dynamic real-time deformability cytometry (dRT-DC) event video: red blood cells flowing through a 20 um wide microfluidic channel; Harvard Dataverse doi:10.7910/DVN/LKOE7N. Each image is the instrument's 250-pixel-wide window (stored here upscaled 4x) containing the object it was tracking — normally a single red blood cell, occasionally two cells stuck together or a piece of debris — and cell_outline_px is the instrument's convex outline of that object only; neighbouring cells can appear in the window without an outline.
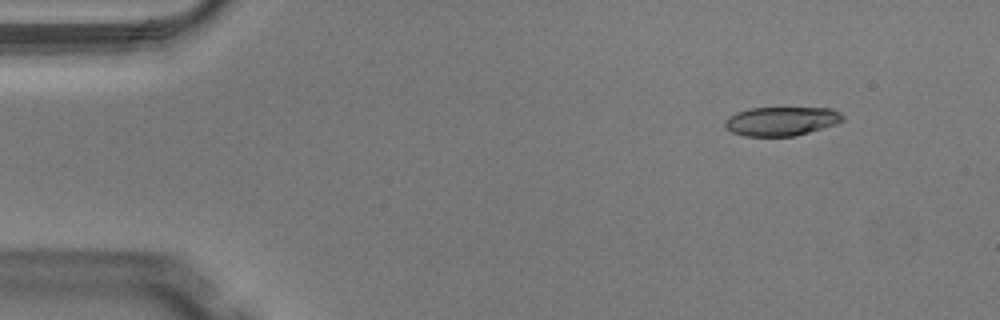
{"species": "Egyptian fruit bat (a non-hibernating species)", "species_latin": "Rousettus aegyptiacus", "temperature_condition": "warm", "stored_images_in_passage": 49, "camera_frame_rate_fps": 3000, "um_per_image_px": 0.085, "animal": {"sex": "male"}, "frame": {"image": 1, "passage_image": 6, "time_ms": 1.667, "image_size_px": [1000, 320], "cell_outline_px": [[844, 120], [836, 124], [808, 132], [792, 136], [744, 136], [732, 132], [724, 128], [724, 120], [728, 116], [736, 112], [748, 108], [832, 108], [840, 112], [844, 116]], "centroid_in_image_um": [66.38, 10.29], "position_along_channel_um": 18.6, "area_um2": 20.0}}
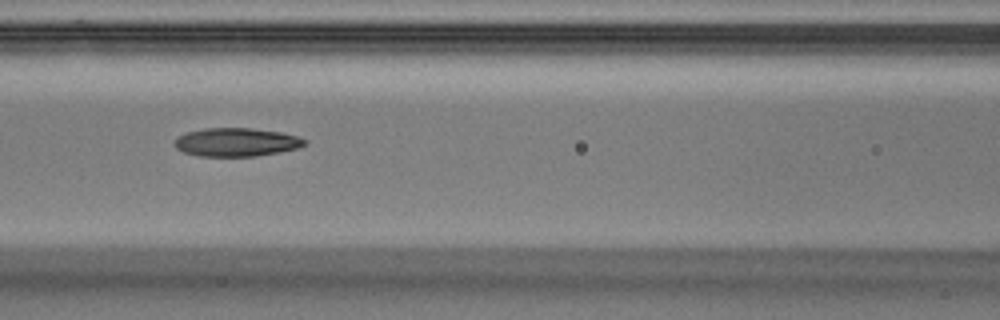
{"frame": {"image": 2, "passage_image": 22, "time_ms": 7.0, "image_size_px": [1000, 320], "cell_outline_px": [[308, 144], [296, 148], [280, 152], [256, 156], [200, 156], [184, 152], [176, 148], [176, 136], [184, 132], [204, 128], [252, 128], [280, 132], [296, 136], [308, 140]], "centroid_in_image_um": [20.09, 12.08], "position_along_channel_um": 146.5, "area_um2": 21.62}}
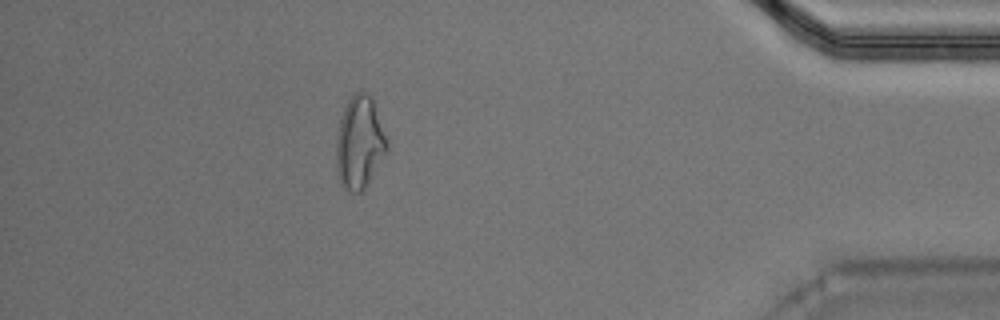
{"frame": {"image": 3, "passage_image": 44, "time_ms": 14.333, "image_size_px": [1000, 320], "cell_outline_px": [[388, 148], [364, 188], [360, 192], [352, 192], [344, 188], [340, 184], [336, 172], [336, 140], [340, 120], [344, 108], [348, 100], [360, 88], [372, 96], [388, 140]], "centroid_in_image_um": [30.55, 12.08], "position_along_channel_um": 404.7, "area_um2": 27.4}, "authors_computed_cell_mechanics": {"area_um2": 21.8484, "velocity_mm_per_s": 4.1301, "shape_relaxation_time_tau1_ms": 8.5322, "shape_relaxation_time_tau2_ms": 5.0836, "deformation_change_tau1": 0.2243, "deformation_change_tau2": 0.1473}}